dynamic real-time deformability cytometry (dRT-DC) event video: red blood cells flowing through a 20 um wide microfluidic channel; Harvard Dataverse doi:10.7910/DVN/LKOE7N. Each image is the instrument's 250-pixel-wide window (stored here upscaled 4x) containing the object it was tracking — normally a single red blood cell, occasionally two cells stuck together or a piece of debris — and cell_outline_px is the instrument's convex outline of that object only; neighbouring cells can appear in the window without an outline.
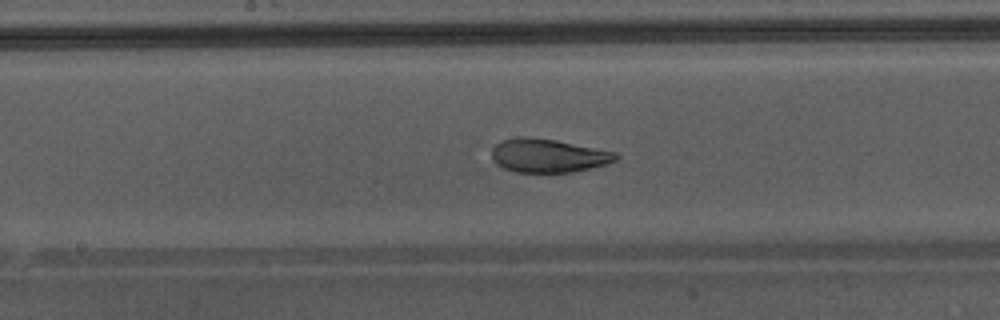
{"species": "Egyptian fruit bat (a non-hibernating species)", "species_latin": "Rousettus aegyptiacus", "temperature_condition": "warm", "stored_images_in_passage": 30, "camera_frame_rate_fps": 3000, "um_per_image_px": 0.085, "animal": {"sex": "male"}, "frame": {"image": 1, "passage_image": 18, "time_ms": 5.667, "image_size_px": [1000, 320], "cell_outline_px": [[620, 156], [616, 160], [604, 164], [588, 168], [568, 172], [516, 172], [504, 168], [496, 164], [492, 160], [492, 148], [496, 144], [504, 140], [520, 136], [528, 136], [556, 140], [616, 152]], "centroid_in_image_um": [46.56, 13.21], "position_along_channel_um": 201.6, "area_um2": 24.1}}
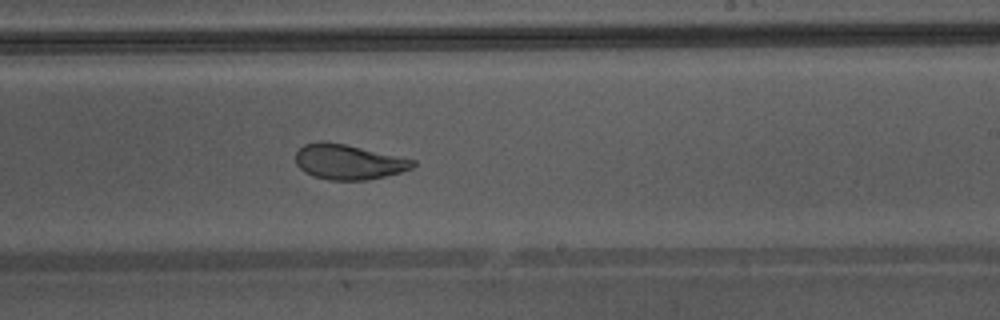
{"frame": {"image": 2, "passage_image": 22, "time_ms": 7.0, "image_size_px": [1000, 320], "cell_outline_px": [[416, 164], [412, 168], [400, 172], [368, 180], [332, 180], [312, 176], [304, 172], [296, 164], [296, 152], [304, 144], [320, 140], [344, 144], [416, 160]], "centroid_in_image_um": [29.59, 13.76], "position_along_channel_um": 259.4, "area_um2": 23.87}, "authors_computed_cell_mechanics": {"area_um2": 25.143, "velocity_mm_per_s": 4.3468, "shape_relaxation_time_tau1_ms": 5.6134, "shape_relaxation_time_tau2_ms": 1.0727, "deformation_change_tau1": 0.1838, "deformation_change_tau2": 0.0653}}